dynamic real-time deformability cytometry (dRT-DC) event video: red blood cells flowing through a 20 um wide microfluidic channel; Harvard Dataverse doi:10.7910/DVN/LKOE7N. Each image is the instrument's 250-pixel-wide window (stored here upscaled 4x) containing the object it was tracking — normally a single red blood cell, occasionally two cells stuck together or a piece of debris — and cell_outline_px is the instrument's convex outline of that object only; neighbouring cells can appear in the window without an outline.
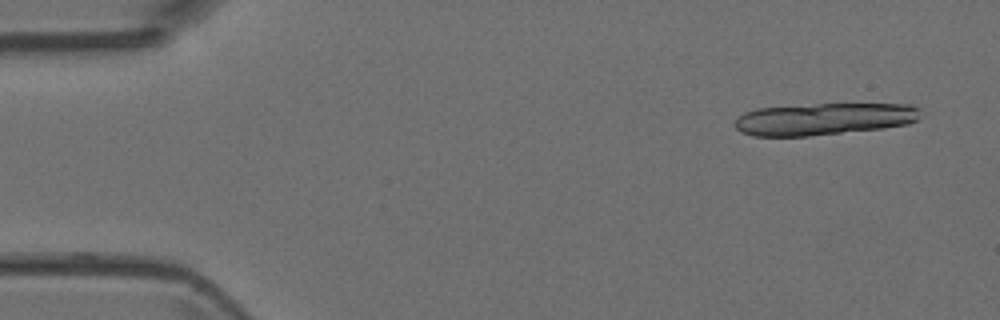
{"species": "Egyptian fruit bat (a non-hibernating species)", "species_latin": "Rousettus aegyptiacus", "temperature_condition": "room temperature", "stored_images_in_passage": 2, "camera_frame_rate_fps": 3000, "um_per_image_px": 0.085, "animal": {"sex": "female"}, "frame": {"image": 1, "passage_image": 2, "time_ms": 1.333, "image_size_px": [1000, 320], "cell_outline_px": [[920, 108], [916, 120], [908, 124], [884, 128], [808, 136], [752, 136], [740, 132], [732, 124], [744, 112], [756, 108], [816, 104], [912, 104]], "centroid_in_image_um": [70.0, 10.11], "position_along_channel_um": 15.0, "area_um2": 34.74}}